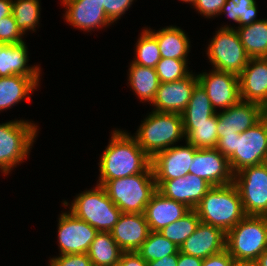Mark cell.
Here are the masks:
<instances>
[{
    "label": "cell",
    "mask_w": 267,
    "mask_h": 266,
    "mask_svg": "<svg viewBox=\"0 0 267 266\" xmlns=\"http://www.w3.org/2000/svg\"><path fill=\"white\" fill-rule=\"evenodd\" d=\"M59 254L87 253L98 231L87 222L75 217L70 211L58 218Z\"/></svg>",
    "instance_id": "obj_11"
},
{
    "label": "cell",
    "mask_w": 267,
    "mask_h": 266,
    "mask_svg": "<svg viewBox=\"0 0 267 266\" xmlns=\"http://www.w3.org/2000/svg\"><path fill=\"white\" fill-rule=\"evenodd\" d=\"M135 47V58L132 62L140 66L155 68L161 59L160 49L156 37L147 27L142 30Z\"/></svg>",
    "instance_id": "obj_34"
},
{
    "label": "cell",
    "mask_w": 267,
    "mask_h": 266,
    "mask_svg": "<svg viewBox=\"0 0 267 266\" xmlns=\"http://www.w3.org/2000/svg\"><path fill=\"white\" fill-rule=\"evenodd\" d=\"M189 173L204 179L211 186L231 184L234 178L228 159L216 148L197 149Z\"/></svg>",
    "instance_id": "obj_14"
},
{
    "label": "cell",
    "mask_w": 267,
    "mask_h": 266,
    "mask_svg": "<svg viewBox=\"0 0 267 266\" xmlns=\"http://www.w3.org/2000/svg\"><path fill=\"white\" fill-rule=\"evenodd\" d=\"M39 0H13L12 14L16 20L17 27L25 35L26 32L35 31L40 18Z\"/></svg>",
    "instance_id": "obj_31"
},
{
    "label": "cell",
    "mask_w": 267,
    "mask_h": 266,
    "mask_svg": "<svg viewBox=\"0 0 267 266\" xmlns=\"http://www.w3.org/2000/svg\"><path fill=\"white\" fill-rule=\"evenodd\" d=\"M190 210L186 205L167 198L156 190L145 207L144 216L150 231H160L182 218Z\"/></svg>",
    "instance_id": "obj_22"
},
{
    "label": "cell",
    "mask_w": 267,
    "mask_h": 266,
    "mask_svg": "<svg viewBox=\"0 0 267 266\" xmlns=\"http://www.w3.org/2000/svg\"><path fill=\"white\" fill-rule=\"evenodd\" d=\"M122 253L110 232H98L87 252L93 266H117Z\"/></svg>",
    "instance_id": "obj_28"
},
{
    "label": "cell",
    "mask_w": 267,
    "mask_h": 266,
    "mask_svg": "<svg viewBox=\"0 0 267 266\" xmlns=\"http://www.w3.org/2000/svg\"><path fill=\"white\" fill-rule=\"evenodd\" d=\"M233 183L246 215L267 216V168L263 164L235 173Z\"/></svg>",
    "instance_id": "obj_9"
},
{
    "label": "cell",
    "mask_w": 267,
    "mask_h": 266,
    "mask_svg": "<svg viewBox=\"0 0 267 266\" xmlns=\"http://www.w3.org/2000/svg\"><path fill=\"white\" fill-rule=\"evenodd\" d=\"M109 140L98 163V185L103 186L108 180L144 173L151 166V158L130 133L115 129Z\"/></svg>",
    "instance_id": "obj_1"
},
{
    "label": "cell",
    "mask_w": 267,
    "mask_h": 266,
    "mask_svg": "<svg viewBox=\"0 0 267 266\" xmlns=\"http://www.w3.org/2000/svg\"><path fill=\"white\" fill-rule=\"evenodd\" d=\"M178 252L170 256H164L161 259L147 262L148 266H177Z\"/></svg>",
    "instance_id": "obj_45"
},
{
    "label": "cell",
    "mask_w": 267,
    "mask_h": 266,
    "mask_svg": "<svg viewBox=\"0 0 267 266\" xmlns=\"http://www.w3.org/2000/svg\"><path fill=\"white\" fill-rule=\"evenodd\" d=\"M103 187L122 213H144L157 190L152 166L144 173L108 180Z\"/></svg>",
    "instance_id": "obj_5"
},
{
    "label": "cell",
    "mask_w": 267,
    "mask_h": 266,
    "mask_svg": "<svg viewBox=\"0 0 267 266\" xmlns=\"http://www.w3.org/2000/svg\"><path fill=\"white\" fill-rule=\"evenodd\" d=\"M157 39L161 58L188 60L190 39L179 27L167 26L161 30L148 29Z\"/></svg>",
    "instance_id": "obj_25"
},
{
    "label": "cell",
    "mask_w": 267,
    "mask_h": 266,
    "mask_svg": "<svg viewBox=\"0 0 267 266\" xmlns=\"http://www.w3.org/2000/svg\"><path fill=\"white\" fill-rule=\"evenodd\" d=\"M110 233L123 252H137L150 229L144 213H122Z\"/></svg>",
    "instance_id": "obj_20"
},
{
    "label": "cell",
    "mask_w": 267,
    "mask_h": 266,
    "mask_svg": "<svg viewBox=\"0 0 267 266\" xmlns=\"http://www.w3.org/2000/svg\"><path fill=\"white\" fill-rule=\"evenodd\" d=\"M40 77H26L12 75L0 77V111L9 109L26 99L30 101V94L39 86Z\"/></svg>",
    "instance_id": "obj_24"
},
{
    "label": "cell",
    "mask_w": 267,
    "mask_h": 266,
    "mask_svg": "<svg viewBox=\"0 0 267 266\" xmlns=\"http://www.w3.org/2000/svg\"><path fill=\"white\" fill-rule=\"evenodd\" d=\"M185 143L184 146L175 145L165 149L151 158L157 188L166 180L185 177L189 173L197 148Z\"/></svg>",
    "instance_id": "obj_12"
},
{
    "label": "cell",
    "mask_w": 267,
    "mask_h": 266,
    "mask_svg": "<svg viewBox=\"0 0 267 266\" xmlns=\"http://www.w3.org/2000/svg\"><path fill=\"white\" fill-rule=\"evenodd\" d=\"M217 113V134L222 136L240 135L256 124L267 111L257 103L240 100L237 104Z\"/></svg>",
    "instance_id": "obj_15"
},
{
    "label": "cell",
    "mask_w": 267,
    "mask_h": 266,
    "mask_svg": "<svg viewBox=\"0 0 267 266\" xmlns=\"http://www.w3.org/2000/svg\"><path fill=\"white\" fill-rule=\"evenodd\" d=\"M226 250L236 262L253 263L267 250V216L246 215L226 233Z\"/></svg>",
    "instance_id": "obj_6"
},
{
    "label": "cell",
    "mask_w": 267,
    "mask_h": 266,
    "mask_svg": "<svg viewBox=\"0 0 267 266\" xmlns=\"http://www.w3.org/2000/svg\"><path fill=\"white\" fill-rule=\"evenodd\" d=\"M26 42L20 44L0 43V77L21 75L40 77V66L27 65L29 61Z\"/></svg>",
    "instance_id": "obj_23"
},
{
    "label": "cell",
    "mask_w": 267,
    "mask_h": 266,
    "mask_svg": "<svg viewBox=\"0 0 267 266\" xmlns=\"http://www.w3.org/2000/svg\"><path fill=\"white\" fill-rule=\"evenodd\" d=\"M179 248L161 235L158 231H150L146 241L137 253L146 261H155L162 257L176 254Z\"/></svg>",
    "instance_id": "obj_33"
},
{
    "label": "cell",
    "mask_w": 267,
    "mask_h": 266,
    "mask_svg": "<svg viewBox=\"0 0 267 266\" xmlns=\"http://www.w3.org/2000/svg\"><path fill=\"white\" fill-rule=\"evenodd\" d=\"M226 249V233L200 221L192 233L179 247V252L205 259Z\"/></svg>",
    "instance_id": "obj_19"
},
{
    "label": "cell",
    "mask_w": 267,
    "mask_h": 266,
    "mask_svg": "<svg viewBox=\"0 0 267 266\" xmlns=\"http://www.w3.org/2000/svg\"><path fill=\"white\" fill-rule=\"evenodd\" d=\"M267 154V113L236 136L235 153L228 159L233 174L245 167L263 164Z\"/></svg>",
    "instance_id": "obj_10"
},
{
    "label": "cell",
    "mask_w": 267,
    "mask_h": 266,
    "mask_svg": "<svg viewBox=\"0 0 267 266\" xmlns=\"http://www.w3.org/2000/svg\"><path fill=\"white\" fill-rule=\"evenodd\" d=\"M61 2L66 7L64 13L66 22L77 29L90 32L113 23L107 17L99 0H61Z\"/></svg>",
    "instance_id": "obj_17"
},
{
    "label": "cell",
    "mask_w": 267,
    "mask_h": 266,
    "mask_svg": "<svg viewBox=\"0 0 267 266\" xmlns=\"http://www.w3.org/2000/svg\"><path fill=\"white\" fill-rule=\"evenodd\" d=\"M236 136L240 135L222 136L218 138L215 148L227 159H229L235 153Z\"/></svg>",
    "instance_id": "obj_42"
},
{
    "label": "cell",
    "mask_w": 267,
    "mask_h": 266,
    "mask_svg": "<svg viewBox=\"0 0 267 266\" xmlns=\"http://www.w3.org/2000/svg\"><path fill=\"white\" fill-rule=\"evenodd\" d=\"M199 223V216L194 209H191L182 218L165 226L158 232L179 248L195 232Z\"/></svg>",
    "instance_id": "obj_32"
},
{
    "label": "cell",
    "mask_w": 267,
    "mask_h": 266,
    "mask_svg": "<svg viewBox=\"0 0 267 266\" xmlns=\"http://www.w3.org/2000/svg\"><path fill=\"white\" fill-rule=\"evenodd\" d=\"M49 266H93L87 253L59 255L50 258Z\"/></svg>",
    "instance_id": "obj_39"
},
{
    "label": "cell",
    "mask_w": 267,
    "mask_h": 266,
    "mask_svg": "<svg viewBox=\"0 0 267 266\" xmlns=\"http://www.w3.org/2000/svg\"><path fill=\"white\" fill-rule=\"evenodd\" d=\"M12 2L13 0H0V21L12 14Z\"/></svg>",
    "instance_id": "obj_46"
},
{
    "label": "cell",
    "mask_w": 267,
    "mask_h": 266,
    "mask_svg": "<svg viewBox=\"0 0 267 266\" xmlns=\"http://www.w3.org/2000/svg\"><path fill=\"white\" fill-rule=\"evenodd\" d=\"M128 71L130 88L142 103L147 101L151 105L160 84L156 69L131 62Z\"/></svg>",
    "instance_id": "obj_27"
},
{
    "label": "cell",
    "mask_w": 267,
    "mask_h": 266,
    "mask_svg": "<svg viewBox=\"0 0 267 266\" xmlns=\"http://www.w3.org/2000/svg\"><path fill=\"white\" fill-rule=\"evenodd\" d=\"M194 210L201 222L218 227L225 233L246 216L234 183L212 186Z\"/></svg>",
    "instance_id": "obj_2"
},
{
    "label": "cell",
    "mask_w": 267,
    "mask_h": 266,
    "mask_svg": "<svg viewBox=\"0 0 267 266\" xmlns=\"http://www.w3.org/2000/svg\"><path fill=\"white\" fill-rule=\"evenodd\" d=\"M217 113L201 123H183L185 142L197 149L215 148L218 142Z\"/></svg>",
    "instance_id": "obj_29"
},
{
    "label": "cell",
    "mask_w": 267,
    "mask_h": 266,
    "mask_svg": "<svg viewBox=\"0 0 267 266\" xmlns=\"http://www.w3.org/2000/svg\"><path fill=\"white\" fill-rule=\"evenodd\" d=\"M234 266H256V265L250 262H236Z\"/></svg>",
    "instance_id": "obj_48"
},
{
    "label": "cell",
    "mask_w": 267,
    "mask_h": 266,
    "mask_svg": "<svg viewBox=\"0 0 267 266\" xmlns=\"http://www.w3.org/2000/svg\"><path fill=\"white\" fill-rule=\"evenodd\" d=\"M206 54L213 69L238 76L250 59L235 28L220 27L208 44Z\"/></svg>",
    "instance_id": "obj_8"
},
{
    "label": "cell",
    "mask_w": 267,
    "mask_h": 266,
    "mask_svg": "<svg viewBox=\"0 0 267 266\" xmlns=\"http://www.w3.org/2000/svg\"><path fill=\"white\" fill-rule=\"evenodd\" d=\"M263 165L267 168V154L265 155V159L263 161Z\"/></svg>",
    "instance_id": "obj_50"
},
{
    "label": "cell",
    "mask_w": 267,
    "mask_h": 266,
    "mask_svg": "<svg viewBox=\"0 0 267 266\" xmlns=\"http://www.w3.org/2000/svg\"><path fill=\"white\" fill-rule=\"evenodd\" d=\"M235 259L225 249L222 252L203 259L202 266H234Z\"/></svg>",
    "instance_id": "obj_41"
},
{
    "label": "cell",
    "mask_w": 267,
    "mask_h": 266,
    "mask_svg": "<svg viewBox=\"0 0 267 266\" xmlns=\"http://www.w3.org/2000/svg\"><path fill=\"white\" fill-rule=\"evenodd\" d=\"M211 187L204 179L188 173L185 177L164 181L157 190L165 197L195 209Z\"/></svg>",
    "instance_id": "obj_21"
},
{
    "label": "cell",
    "mask_w": 267,
    "mask_h": 266,
    "mask_svg": "<svg viewBox=\"0 0 267 266\" xmlns=\"http://www.w3.org/2000/svg\"><path fill=\"white\" fill-rule=\"evenodd\" d=\"M198 83L197 74L193 72L184 79L160 83L151 103L155 107L153 111L182 114Z\"/></svg>",
    "instance_id": "obj_16"
},
{
    "label": "cell",
    "mask_w": 267,
    "mask_h": 266,
    "mask_svg": "<svg viewBox=\"0 0 267 266\" xmlns=\"http://www.w3.org/2000/svg\"><path fill=\"white\" fill-rule=\"evenodd\" d=\"M107 17L114 23L130 8L134 0H99Z\"/></svg>",
    "instance_id": "obj_38"
},
{
    "label": "cell",
    "mask_w": 267,
    "mask_h": 266,
    "mask_svg": "<svg viewBox=\"0 0 267 266\" xmlns=\"http://www.w3.org/2000/svg\"><path fill=\"white\" fill-rule=\"evenodd\" d=\"M203 259L178 251L177 266H202Z\"/></svg>",
    "instance_id": "obj_44"
},
{
    "label": "cell",
    "mask_w": 267,
    "mask_h": 266,
    "mask_svg": "<svg viewBox=\"0 0 267 266\" xmlns=\"http://www.w3.org/2000/svg\"><path fill=\"white\" fill-rule=\"evenodd\" d=\"M23 33L17 27L13 14L8 15L0 21V43L20 44L23 41Z\"/></svg>",
    "instance_id": "obj_37"
},
{
    "label": "cell",
    "mask_w": 267,
    "mask_h": 266,
    "mask_svg": "<svg viewBox=\"0 0 267 266\" xmlns=\"http://www.w3.org/2000/svg\"><path fill=\"white\" fill-rule=\"evenodd\" d=\"M38 126L28 120L0 124V170L7 175L24 162L38 135Z\"/></svg>",
    "instance_id": "obj_7"
},
{
    "label": "cell",
    "mask_w": 267,
    "mask_h": 266,
    "mask_svg": "<svg viewBox=\"0 0 267 266\" xmlns=\"http://www.w3.org/2000/svg\"><path fill=\"white\" fill-rule=\"evenodd\" d=\"M188 60L161 58L155 69L160 83L174 82L188 77Z\"/></svg>",
    "instance_id": "obj_36"
},
{
    "label": "cell",
    "mask_w": 267,
    "mask_h": 266,
    "mask_svg": "<svg viewBox=\"0 0 267 266\" xmlns=\"http://www.w3.org/2000/svg\"><path fill=\"white\" fill-rule=\"evenodd\" d=\"M215 114L216 111L212 107L206 90L198 83L193 90L188 105L181 114L183 123L207 122V119Z\"/></svg>",
    "instance_id": "obj_30"
},
{
    "label": "cell",
    "mask_w": 267,
    "mask_h": 266,
    "mask_svg": "<svg viewBox=\"0 0 267 266\" xmlns=\"http://www.w3.org/2000/svg\"><path fill=\"white\" fill-rule=\"evenodd\" d=\"M253 263L256 266H267V250L261 253Z\"/></svg>",
    "instance_id": "obj_47"
},
{
    "label": "cell",
    "mask_w": 267,
    "mask_h": 266,
    "mask_svg": "<svg viewBox=\"0 0 267 266\" xmlns=\"http://www.w3.org/2000/svg\"><path fill=\"white\" fill-rule=\"evenodd\" d=\"M117 266H148L137 252H123Z\"/></svg>",
    "instance_id": "obj_43"
},
{
    "label": "cell",
    "mask_w": 267,
    "mask_h": 266,
    "mask_svg": "<svg viewBox=\"0 0 267 266\" xmlns=\"http://www.w3.org/2000/svg\"><path fill=\"white\" fill-rule=\"evenodd\" d=\"M240 99L260 104L267 111V59L250 58L239 75Z\"/></svg>",
    "instance_id": "obj_18"
},
{
    "label": "cell",
    "mask_w": 267,
    "mask_h": 266,
    "mask_svg": "<svg viewBox=\"0 0 267 266\" xmlns=\"http://www.w3.org/2000/svg\"><path fill=\"white\" fill-rule=\"evenodd\" d=\"M222 28H236L241 43L250 58L267 56V19H260L242 27L223 25Z\"/></svg>",
    "instance_id": "obj_26"
},
{
    "label": "cell",
    "mask_w": 267,
    "mask_h": 266,
    "mask_svg": "<svg viewBox=\"0 0 267 266\" xmlns=\"http://www.w3.org/2000/svg\"><path fill=\"white\" fill-rule=\"evenodd\" d=\"M180 1H182V2H187V3H191L192 5H194L195 4V2H196V0H180Z\"/></svg>",
    "instance_id": "obj_49"
},
{
    "label": "cell",
    "mask_w": 267,
    "mask_h": 266,
    "mask_svg": "<svg viewBox=\"0 0 267 266\" xmlns=\"http://www.w3.org/2000/svg\"><path fill=\"white\" fill-rule=\"evenodd\" d=\"M141 122L134 138L150 158L185 140L181 114L152 110Z\"/></svg>",
    "instance_id": "obj_3"
},
{
    "label": "cell",
    "mask_w": 267,
    "mask_h": 266,
    "mask_svg": "<svg viewBox=\"0 0 267 266\" xmlns=\"http://www.w3.org/2000/svg\"><path fill=\"white\" fill-rule=\"evenodd\" d=\"M226 3V0H196L193 7L203 17L212 18L217 17L220 14L222 6Z\"/></svg>",
    "instance_id": "obj_40"
},
{
    "label": "cell",
    "mask_w": 267,
    "mask_h": 266,
    "mask_svg": "<svg viewBox=\"0 0 267 266\" xmlns=\"http://www.w3.org/2000/svg\"><path fill=\"white\" fill-rule=\"evenodd\" d=\"M197 77L216 112V108L226 110L241 100L238 75L212 69L208 73L197 74Z\"/></svg>",
    "instance_id": "obj_13"
},
{
    "label": "cell",
    "mask_w": 267,
    "mask_h": 266,
    "mask_svg": "<svg viewBox=\"0 0 267 266\" xmlns=\"http://www.w3.org/2000/svg\"><path fill=\"white\" fill-rule=\"evenodd\" d=\"M257 10L256 0H226L219 15L225 13L230 20L239 24L238 27H242L260 20L256 18Z\"/></svg>",
    "instance_id": "obj_35"
},
{
    "label": "cell",
    "mask_w": 267,
    "mask_h": 266,
    "mask_svg": "<svg viewBox=\"0 0 267 266\" xmlns=\"http://www.w3.org/2000/svg\"><path fill=\"white\" fill-rule=\"evenodd\" d=\"M71 204L65 200L64 206L77 218L87 222L98 232H110L118 222L122 211L111 201L101 185L76 195Z\"/></svg>",
    "instance_id": "obj_4"
}]
</instances>
